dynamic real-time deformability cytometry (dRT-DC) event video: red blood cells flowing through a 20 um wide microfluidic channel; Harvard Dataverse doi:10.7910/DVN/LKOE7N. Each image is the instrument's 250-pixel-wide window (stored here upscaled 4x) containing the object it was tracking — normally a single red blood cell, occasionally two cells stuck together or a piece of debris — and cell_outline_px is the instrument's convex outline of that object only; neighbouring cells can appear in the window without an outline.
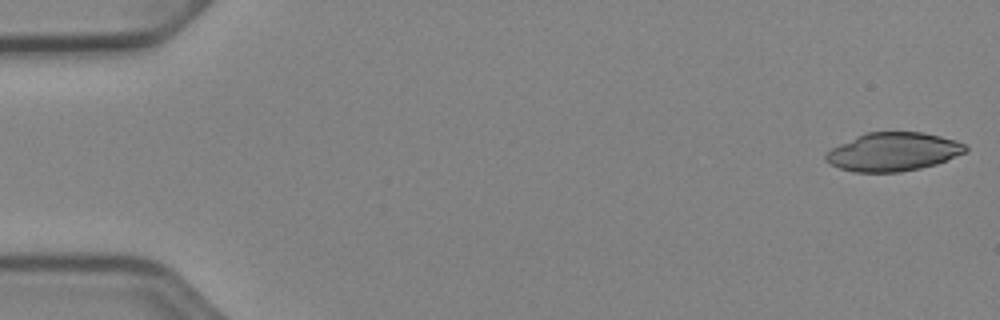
{"species": "Egyptian fruit bat (a non-hibernating species)", "species_latin": "Rousettus aegyptiacus", "temperature_condition": "cold", "stored_images_in_passage": 45, "camera_frame_rate_fps": 3000, "um_per_image_px": 0.085, "animal": {"sex": "female"}, "frame": {"image": 1, "passage_image": 1, "time_ms": 0.0, "image_size_px": [1000, 320], "cell_outline_px": [[968, 152], [936, 164], [920, 168], [900, 172], [852, 172], [840, 168], [824, 160], [824, 156], [832, 148], [840, 144], [868, 132], [924, 132], [956, 140], [968, 144]], "centroid_in_image_um": [75.98, 12.91], "position_along_channel_um": 9.0, "area_um2": 31.33}}
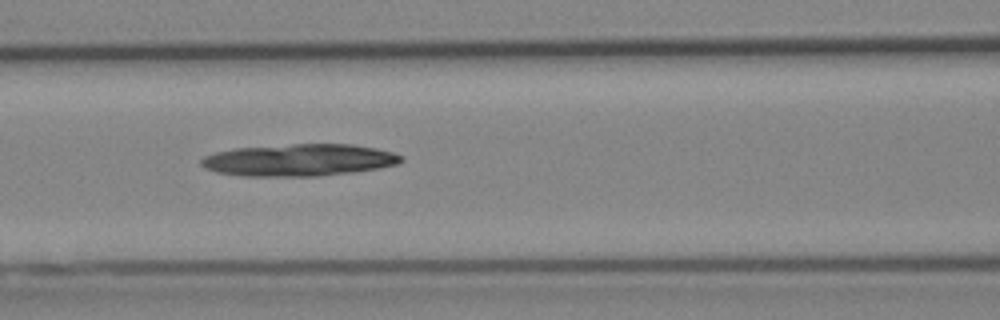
{"frame": {"image": 2, "passage_image": 22, "time_ms": 7.0, "image_size_px": [1000, 320], "cell_outline_px": [[404, 160], [396, 164], [380, 168], [352, 172], [316, 176], [244, 176], [216, 172], [204, 168], [200, 164], [200, 160], [204, 156], [216, 152], [236, 148], [292, 144], [352, 144], [376, 148], [392, 152], [404, 156]], "centroid_in_image_um": [25.42, 13.6], "position_along_channel_um": 141.2, "area_um2": 37.4}}
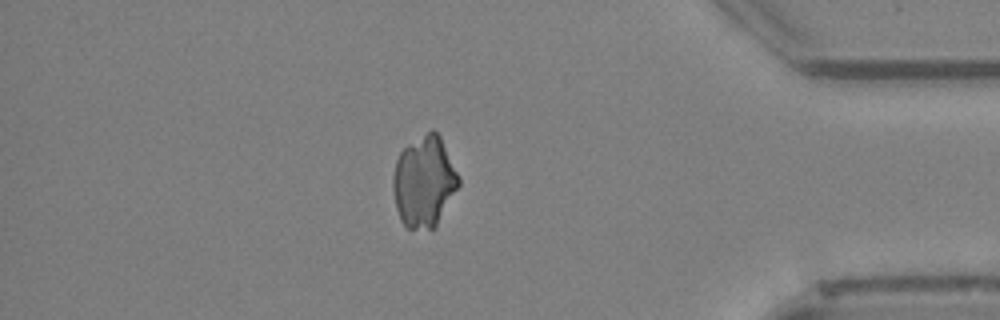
{"frame": {"image": 3, "passage_image": 44, "time_ms": 14.333, "image_size_px": [1000, 320], "cell_outline_px": [[460, 184], [436, 228], [408, 228], [400, 220], [396, 208], [392, 188], [392, 176], [396, 160], [400, 152], [408, 144], [432, 128], [440, 136], [460, 176]], "centroid_in_image_um": [36.05, 15.43], "position_along_channel_um": 399.1, "area_um2": 35.03}}